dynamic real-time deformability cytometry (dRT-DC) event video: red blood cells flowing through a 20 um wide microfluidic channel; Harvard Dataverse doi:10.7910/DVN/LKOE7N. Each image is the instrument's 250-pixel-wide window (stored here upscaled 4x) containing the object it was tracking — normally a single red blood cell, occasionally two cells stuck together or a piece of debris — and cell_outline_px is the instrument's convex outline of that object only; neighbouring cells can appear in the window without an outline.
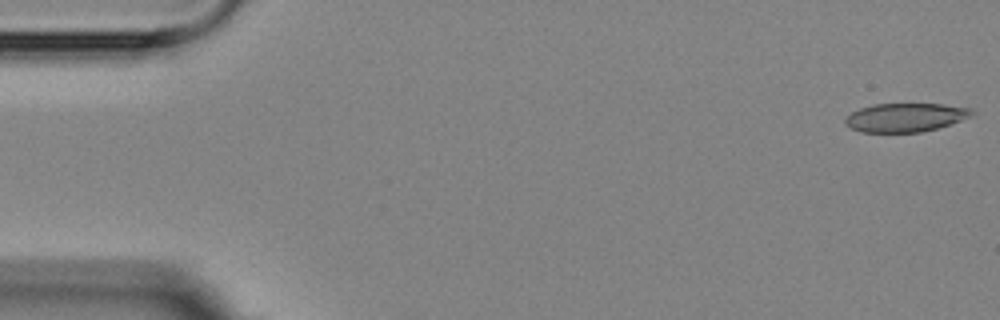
{"species": "Egyptian fruit bat (a non-hibernating species)", "species_latin": "Rousettus aegyptiacus", "temperature_condition": "room temperature", "stored_images_in_passage": 5, "camera_frame_rate_fps": 3000, "um_per_image_px": 0.085, "animal": {"sex": "female"}, "frame": {"image": 1, "passage_image": 1, "time_ms": 0.0, "image_size_px": [1000, 320], "cell_outline_px": [[976, 112], [972, 116], [936, 128], [920, 132], [860, 132], [844, 124], [844, 120], [852, 112], [860, 108], [872, 104], [944, 104], [972, 108]], "centroid_in_image_um": [76.96, 9.97], "position_along_channel_um": 8.0, "area_um2": 21.1}}
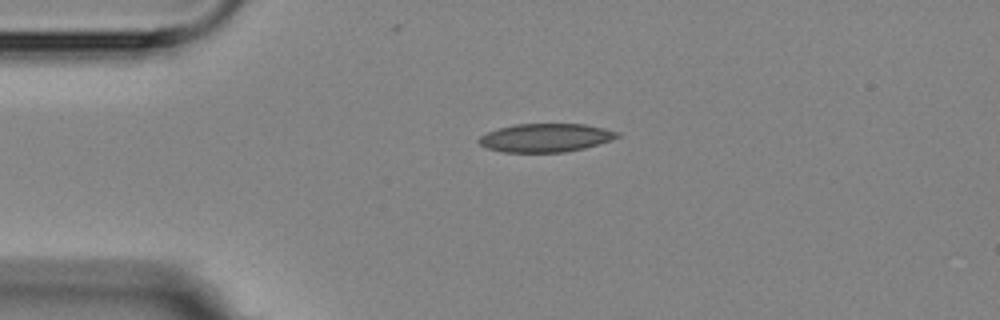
{"frame": {"image": 2, "passage_image": 4, "time_ms": 3.667, "image_size_px": [1000, 320], "cell_outline_px": [[620, 136], [612, 140], [584, 148], [564, 152], [504, 152], [488, 148], [480, 144], [476, 140], [480, 136], [488, 132], [500, 128], [516, 124], [584, 124], [604, 128], [620, 132]], "centroid_in_image_um": [46.4, 11.71], "position_along_channel_um": 38.6, "area_um2": 22.83}}